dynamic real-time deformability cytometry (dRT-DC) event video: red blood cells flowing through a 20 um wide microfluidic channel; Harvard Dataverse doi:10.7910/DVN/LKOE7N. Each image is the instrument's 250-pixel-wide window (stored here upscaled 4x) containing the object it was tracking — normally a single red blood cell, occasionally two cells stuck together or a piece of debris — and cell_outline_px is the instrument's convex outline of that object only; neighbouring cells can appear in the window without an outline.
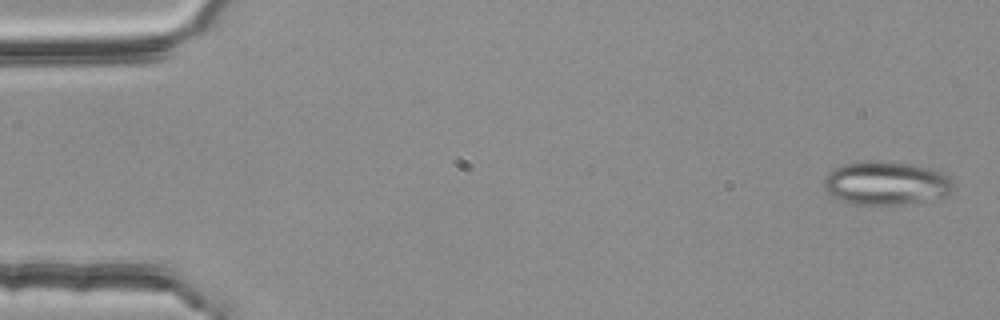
{"species": "common noctule bat (a hibernating species)", "species_latin": "Nyctalus noctula", "temperature_condition": "room temperature", "stored_images_in_passage": 54, "camera_frame_rate_fps": 3000, "um_per_image_px": 0.085, "animal": {"sex": "female", "body_mass_g": 25.1}, "frame": {"image": 1, "passage_image": 2, "time_ms": 0.333, "image_size_px": [1000, 320], "cell_outline_px": [[956, 188], [948, 196], [904, 204], [852, 204], [840, 200], [832, 196], [824, 188], [824, 176], [832, 168], [844, 164], [868, 160], [880, 160], [912, 164], [936, 168], [944, 172], [956, 184]], "centroid_in_image_um": [75.37, 15.55], "position_along_channel_um": 9.6, "area_um2": 33.58}}
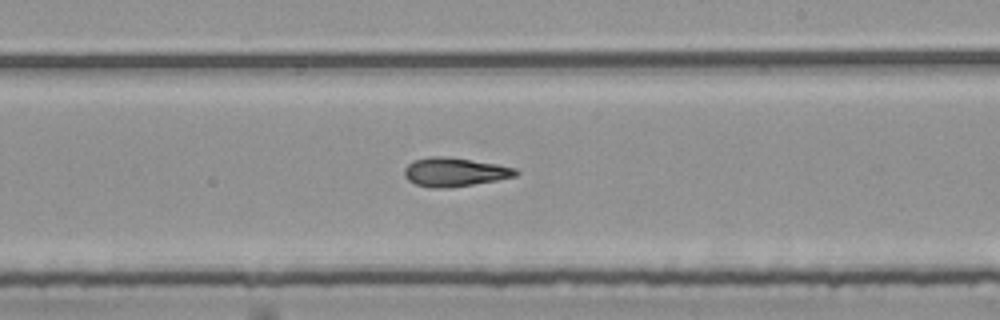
{"frame": {"image": 2, "passage_image": 32, "time_ms": 10.333, "image_size_px": [1000, 320], "cell_outline_px": [[520, 172], [516, 176], [496, 180], [448, 188], [432, 188], [416, 184], [408, 180], [404, 176], [404, 168], [412, 160], [432, 156], [444, 156], [496, 164], [516, 168]], "centroid_in_image_um": [38.61, 14.62], "position_along_channel_um": 250.4, "area_um2": 18.61}}
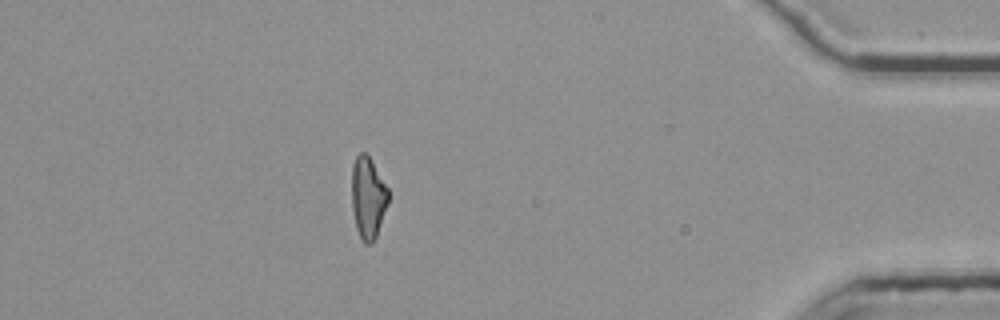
{"frame": {"image": 3, "passage_image": 48, "time_ms": 15.667, "image_size_px": [1000, 320], "cell_outline_px": [[388, 204], [376, 236], [372, 244], [364, 244], [356, 228], [352, 208], [352, 164], [356, 156], [360, 152], [364, 152], [372, 160], [388, 188]], "centroid_in_image_um": [31.28, 16.79], "position_along_channel_um": 403.9, "area_um2": 17.46}, "authors_computed_cell_mechanics": {"area_um2": 18.5827, "velocity_mm_per_s": 3.805, "shape_relaxation_time_tau1_ms": null, "shape_relaxation_time_tau2_ms": 6.3434, "deformation_change_tau1": null, "deformation_change_tau2": 0.1766}}